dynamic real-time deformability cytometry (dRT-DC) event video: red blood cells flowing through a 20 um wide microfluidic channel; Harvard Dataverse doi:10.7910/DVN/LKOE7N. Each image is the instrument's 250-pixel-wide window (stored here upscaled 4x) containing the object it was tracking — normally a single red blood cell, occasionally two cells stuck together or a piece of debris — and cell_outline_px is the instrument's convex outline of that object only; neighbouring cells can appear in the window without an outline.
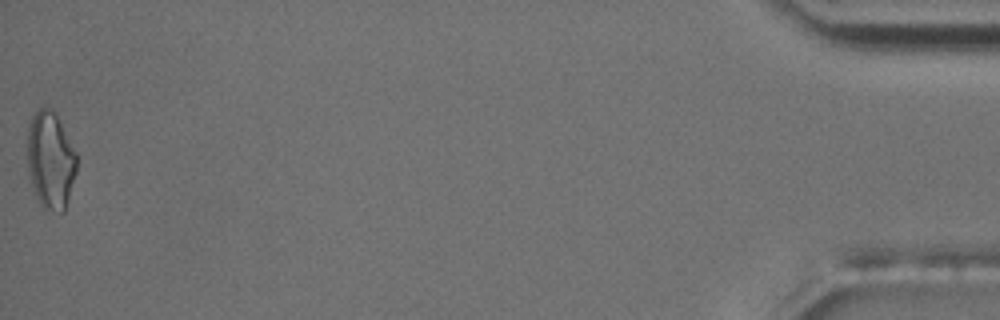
{"species": "common noctule bat (a hibernating species)", "species_latin": "Nyctalus noctula", "temperature_condition": "room temperature", "stored_images_in_passage": 55, "camera_frame_rate_fps": 3000, "um_per_image_px": 0.085, "animal": {"sex": "male", "body_mass_g": 17.5, "forearm_length_mm": 52.3}, "frame": {"image": 1, "passage_image": 55, "time_ms": 18.0, "image_size_px": [1000, 320], "cell_outline_px": [[76, 172], [64, 212], [60, 212], [44, 208], [40, 204], [36, 196], [32, 184], [28, 168], [28, 124], [36, 108], [52, 108], [56, 112], [76, 152]], "centroid_in_image_um": [4.29, 13.57], "position_along_channel_um": 430.9, "area_um2": 27.92}, "authors_computed_cell_mechanics": {"area_um2": 22.3108, "velocity_mm_per_s": 3.7182, "shape_relaxation_time_tau1_ms": 3.1236, "shape_relaxation_time_tau2_ms": 2.5728, "deformation_change_tau1": 0.1451, "deformation_change_tau2": 0.128}}